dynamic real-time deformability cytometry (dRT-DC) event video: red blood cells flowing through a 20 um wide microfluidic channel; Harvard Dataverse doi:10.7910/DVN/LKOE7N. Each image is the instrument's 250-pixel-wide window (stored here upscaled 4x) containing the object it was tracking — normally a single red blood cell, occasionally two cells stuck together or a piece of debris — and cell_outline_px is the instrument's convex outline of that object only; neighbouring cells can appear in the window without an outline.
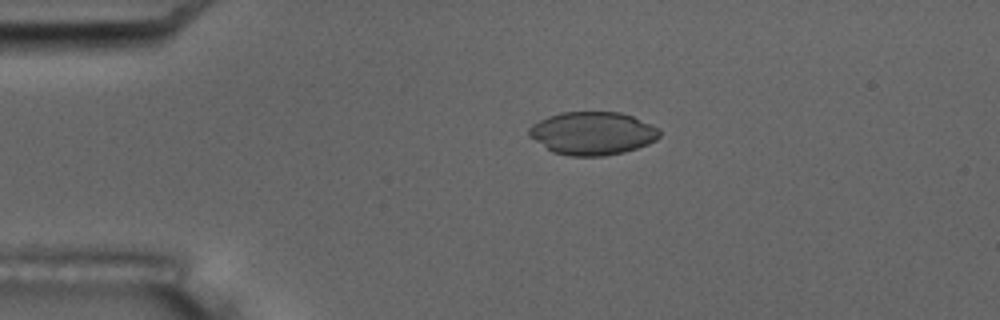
{"species": "common noctule bat (a hibernating species)", "species_latin": "Nyctalus noctula", "temperature_condition": "room temperature", "stored_images_in_passage": 6, "camera_frame_rate_fps": 3000, "um_per_image_px": 0.085, "animal": {"sex": "male", "body_mass_g": 17.5, "forearm_length_mm": 52.3}, "frame": {"image": 1, "passage_image": 4, "time_ms": 3.333, "image_size_px": [1000, 320], "cell_outline_px": [[660, 136], [656, 140], [648, 144], [624, 152], [604, 156], [568, 156], [552, 152], [528, 136], [528, 128], [532, 124], [548, 116], [560, 112], [620, 112], [632, 116], [660, 128]], "centroid_in_image_um": [50.35, 11.33], "position_along_channel_um": 34.6, "area_um2": 32.95}}